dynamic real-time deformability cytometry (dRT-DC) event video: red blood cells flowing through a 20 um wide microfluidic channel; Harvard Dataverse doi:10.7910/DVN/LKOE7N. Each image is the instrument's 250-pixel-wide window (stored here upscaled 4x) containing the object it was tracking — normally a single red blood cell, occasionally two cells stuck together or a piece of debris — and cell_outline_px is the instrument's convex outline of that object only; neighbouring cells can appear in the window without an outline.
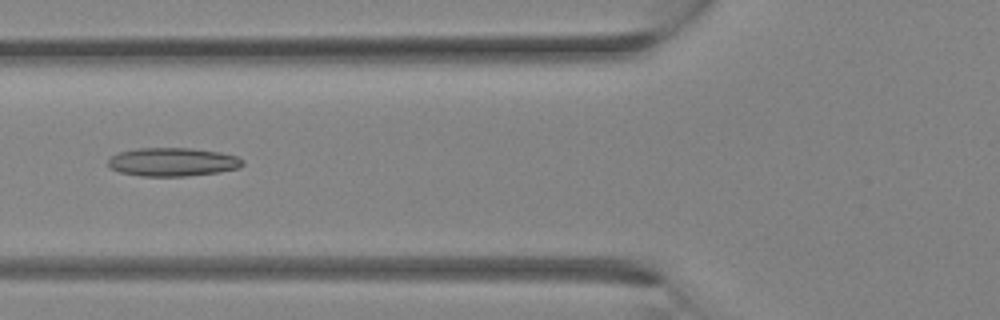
{"species": "Egyptian fruit bat (a non-hibernating species)", "species_latin": "Rousettus aegyptiacus", "temperature_condition": "room temperature", "stored_images_in_passage": 24, "camera_frame_rate_fps": 3000, "um_per_image_px": 0.085, "animal": {"sex": "female"}, "frame": {"image": 1, "passage_image": 5, "time_ms": 1.333, "image_size_px": [1000, 320], "cell_outline_px": [[244, 164], [240, 168], [220, 172], [184, 176], [140, 176], [120, 172], [112, 168], [108, 164], [108, 160], [112, 156], [120, 152], [136, 148], [192, 148], [220, 152], [236, 156], [244, 160]], "centroid_in_image_um": [14.71, 13.76], "position_along_channel_um": 111.1, "area_um2": 22.37}}
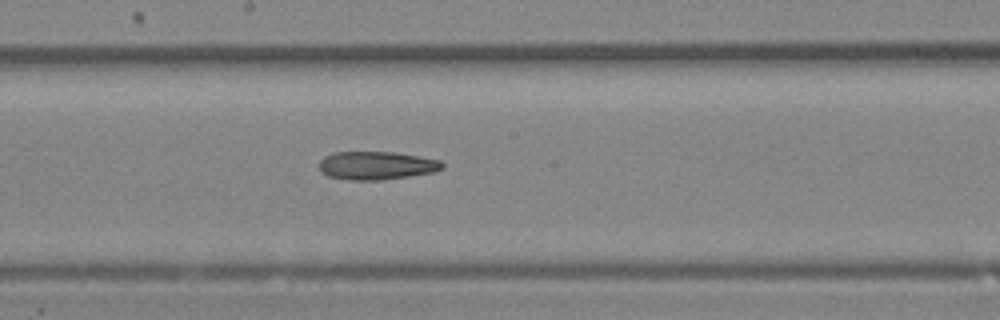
{"frame": {"image": 2, "passage_image": 10, "time_ms": 3.0, "image_size_px": [1000, 320], "cell_outline_px": [[444, 168], [436, 172], [380, 180], [348, 180], [328, 176], [320, 172], [320, 160], [324, 156], [332, 152], [396, 152], [440, 160], [444, 164]], "centroid_in_image_um": [32.0, 14.07], "position_along_channel_um": 216.2, "area_um2": 20.4}}
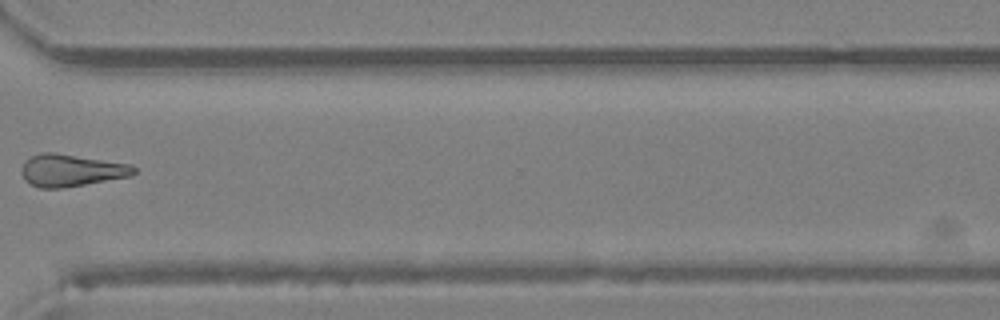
{"frame": {"image": 3, "passage_image": 17, "time_ms": 5.333, "image_size_px": [1000, 320], "cell_outline_px": [[136, 172], [132, 176], [64, 188], [40, 188], [28, 184], [24, 180], [20, 172], [20, 168], [24, 160], [40, 152], [56, 152], [132, 164], [136, 168]], "centroid_in_image_um": [6.03, 14.48], "position_along_channel_um": 364.6, "area_um2": 21.62}}